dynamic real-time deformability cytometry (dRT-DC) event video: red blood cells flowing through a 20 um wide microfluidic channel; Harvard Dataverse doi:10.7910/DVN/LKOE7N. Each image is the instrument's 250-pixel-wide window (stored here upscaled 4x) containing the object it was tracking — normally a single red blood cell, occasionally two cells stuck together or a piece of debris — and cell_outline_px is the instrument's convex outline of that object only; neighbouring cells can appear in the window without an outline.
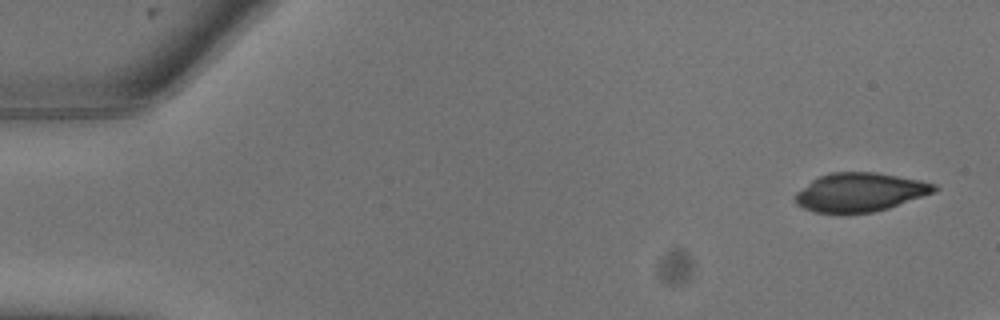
{"species": "common noctule bat (a hibernating species)", "species_latin": "Nyctalus noctula", "temperature_condition": "warm", "stored_images_in_passage": 4, "camera_frame_rate_fps": 3000, "um_per_image_px": 0.085, "animal": {"sex": "male", "body_mass_g": 13.3}, "frame": {"image": 1, "passage_image": 1, "time_ms": 0.0, "image_size_px": [1000, 320], "cell_outline_px": [[940, 188], [936, 192], [888, 208], [872, 212], [844, 216], [836, 216], [812, 212], [796, 204], [796, 192], [812, 180], [820, 176], [832, 172], [876, 172], [920, 180], [936, 184]], "centroid_in_image_um": [73.08, 16.38], "position_along_channel_um": 11.9, "area_um2": 32.14}}